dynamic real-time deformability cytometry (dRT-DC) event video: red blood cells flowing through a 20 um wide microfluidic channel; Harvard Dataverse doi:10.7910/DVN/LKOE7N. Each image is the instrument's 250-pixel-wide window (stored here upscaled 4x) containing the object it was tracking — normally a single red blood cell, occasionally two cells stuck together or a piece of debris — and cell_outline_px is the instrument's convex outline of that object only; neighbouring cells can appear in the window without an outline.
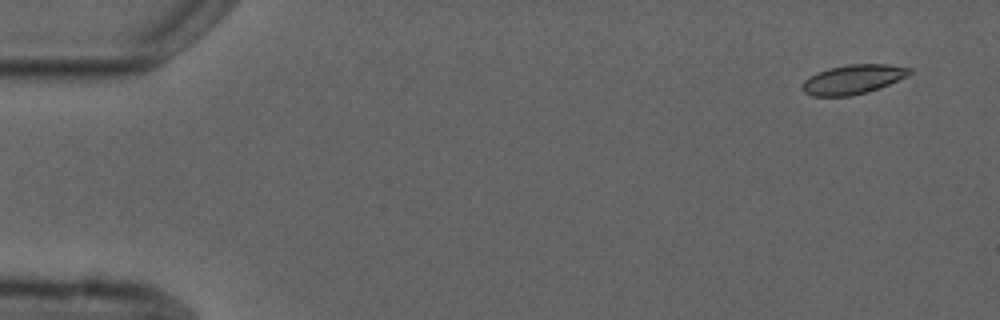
{"species": "common noctule bat (a hibernating species)", "species_latin": "Nyctalus noctula", "temperature_condition": "cold", "stored_images_in_passage": 6, "camera_frame_rate_fps": 3000, "um_per_image_px": 0.085, "animal": {"sex": "male", "forearm_length_mm": 52.5}, "frame": {"image": 1, "passage_image": 1, "time_ms": 0.0, "image_size_px": [1000, 320], "cell_outline_px": [[912, 72], [880, 88], [848, 96], [812, 96], [804, 92], [800, 88], [804, 80], [816, 72], [828, 68], [848, 64], [888, 64], [912, 68]], "centroid_in_image_um": [72.44, 6.74], "position_along_channel_um": 12.6, "area_um2": 18.21}}
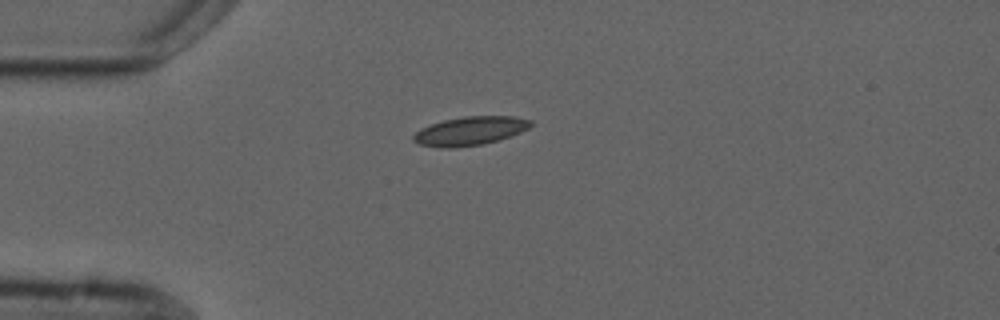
{"frame": {"image": 2, "passage_image": 4, "time_ms": 3.667, "image_size_px": [1000, 320], "cell_outline_px": [[536, 124], [520, 132], [500, 140], [480, 144], [452, 148], [440, 148], [420, 144], [412, 140], [412, 136], [420, 128], [444, 120], [464, 116], [512, 116], [532, 120]], "centroid_in_image_um": [39.97, 11.12], "position_along_channel_um": 45.0, "area_um2": 19.65}}
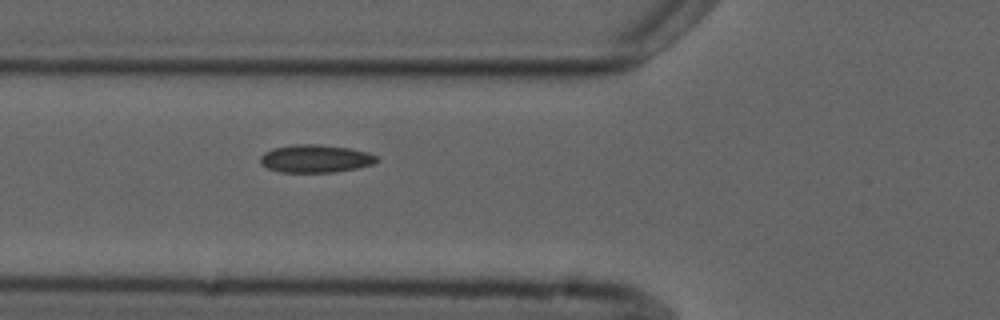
{"frame": {"image": 3, "passage_image": 6, "time_ms": 5.667, "image_size_px": [1000, 320], "cell_outline_px": [[380, 160], [372, 164], [356, 168], [336, 172], [280, 172], [268, 168], [260, 164], [260, 156], [264, 152], [272, 148], [296, 144], [320, 144], [348, 148], [368, 152], [380, 156]], "centroid_in_image_um": [26.83, 13.48], "position_along_channel_um": 99.0, "area_um2": 19.07}}